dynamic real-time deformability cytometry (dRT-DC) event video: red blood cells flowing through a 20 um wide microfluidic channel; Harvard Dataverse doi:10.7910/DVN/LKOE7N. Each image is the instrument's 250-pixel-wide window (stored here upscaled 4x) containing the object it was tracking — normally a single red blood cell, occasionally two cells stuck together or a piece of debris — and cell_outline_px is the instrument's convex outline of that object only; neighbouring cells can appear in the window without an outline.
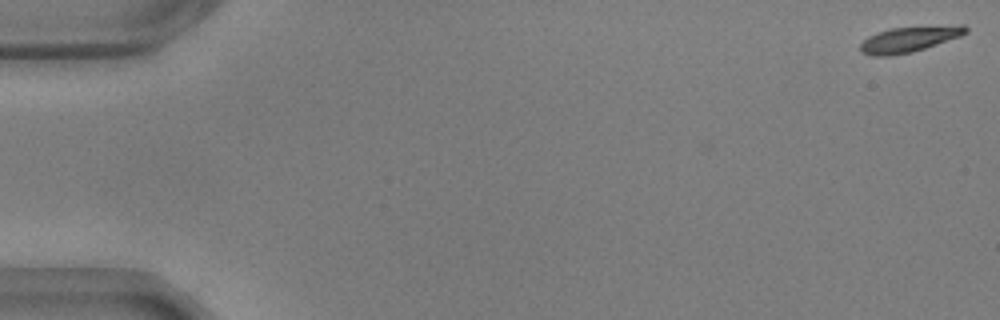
{"species": "common noctule bat (a hibernating species)", "species_latin": "Nyctalus noctula", "temperature_condition": "warm", "stored_images_in_passage": 56, "camera_frame_rate_fps": 3000, "um_per_image_px": 0.085, "animal": {"sex": "male", "body_mass_g": 17.9, "forearm_length_mm": 54.2}, "frame": {"image": 1, "passage_image": 1, "time_ms": 0.0, "image_size_px": [1000, 320], "cell_outline_px": [[968, 32], [960, 36], [912, 52], [892, 56], [872, 56], [860, 52], [860, 44], [868, 36], [892, 28], [960, 24], [964, 24], [968, 28]], "centroid_in_image_um": [77.29, 3.33], "position_along_channel_um": 7.7, "area_um2": 15.72}}
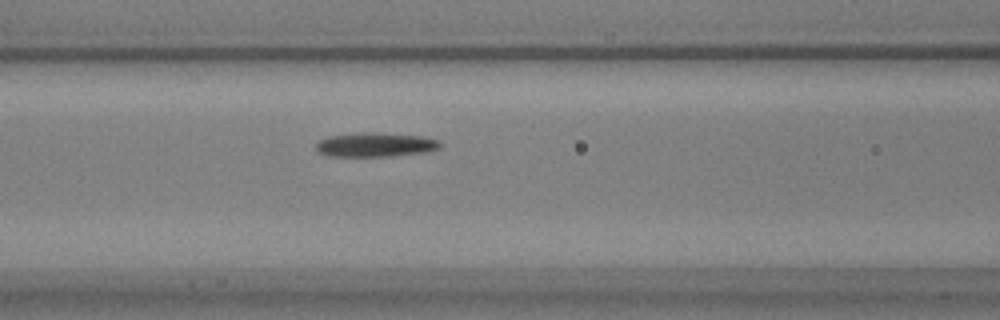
{"frame": {"image": 2, "passage_image": 24, "time_ms": 7.667, "image_size_px": [1000, 320], "cell_outline_px": [[440, 148], [424, 152], [388, 156], [328, 156], [320, 152], [316, 148], [316, 144], [320, 140], [328, 136], [360, 132], [372, 132], [420, 136], [436, 140], [440, 144]], "centroid_in_image_um": [31.86, 12.29], "position_along_channel_um": 134.7, "area_um2": 17.22}}
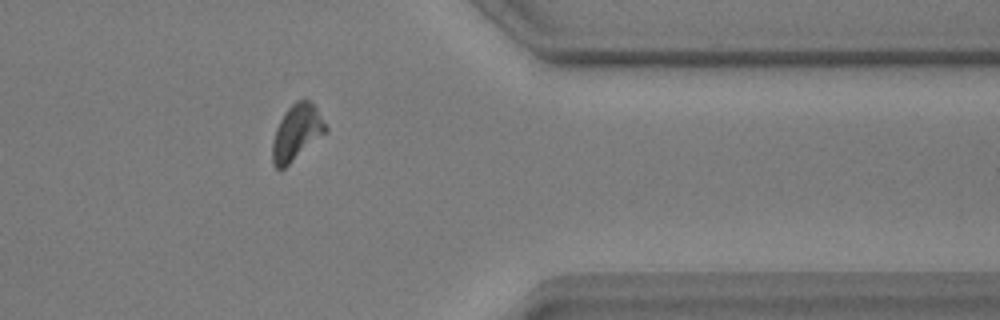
{"frame": {"image": 3, "passage_image": 46, "time_ms": 15.0, "image_size_px": [1000, 320], "cell_outline_px": [[328, 128], [324, 132], [280, 172], [272, 164], [272, 140], [276, 128], [284, 112], [296, 100], [304, 96], [316, 108]], "centroid_in_image_um": [25.16, 11.24], "position_along_channel_um": 386.2, "area_um2": 17.05}, "authors_computed_cell_mechanics": {"area_um2": 16.9065, "velocity_mm_per_s": 3.6226, "shape_relaxation_time_tau1_ms": 4.3925, "shape_relaxation_time_tau2_ms": 6.4275, "deformation_change_tau1": 0.1854, "deformation_change_tau2": 0.1507}}